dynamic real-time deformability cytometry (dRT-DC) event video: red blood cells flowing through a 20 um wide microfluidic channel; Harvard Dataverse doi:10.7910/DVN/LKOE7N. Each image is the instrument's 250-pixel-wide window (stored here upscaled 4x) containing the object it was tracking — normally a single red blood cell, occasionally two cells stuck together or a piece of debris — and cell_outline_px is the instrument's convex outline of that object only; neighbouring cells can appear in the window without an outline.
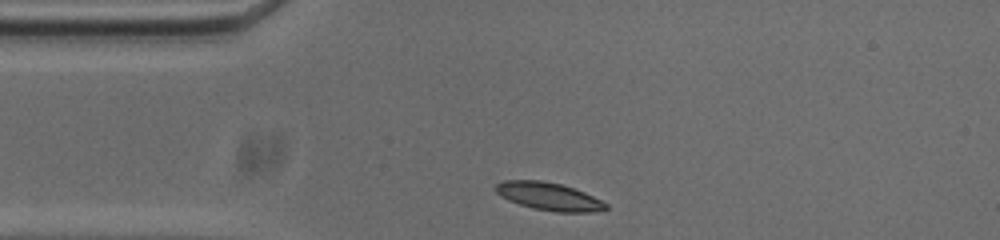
{"species": "common noctule bat (a hibernating species)", "species_latin": "Nyctalus noctula", "temperature_condition": "cold", "stored_images_in_passage": 32, "camera_frame_rate_fps": 3000, "um_per_image_px": 0.085, "animal": {"sex": "male", "body_mass_g": 20.0, "forearm_length_mm": 53.3}, "frame": {"image": 1, "passage_image": 1, "time_ms": 0.0, "image_size_px": [1000, 240], "cell_outline_px": [[608, 208], [592, 212], [556, 212], [532, 208], [508, 200], [500, 196], [492, 188], [496, 184], [504, 180], [540, 180], [560, 184], [584, 192], [608, 204]], "centroid_in_image_um": [46.6, 16.69], "position_along_channel_um": 38.4, "area_um2": 17.8}}
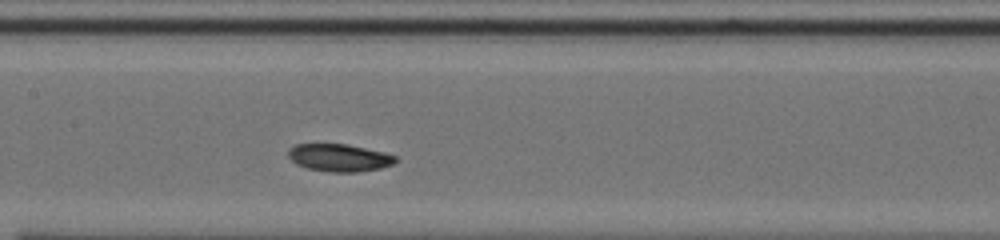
{"frame": {"image": 2, "passage_image": 14, "time_ms": 4.333, "image_size_px": [1000, 240], "cell_outline_px": [[396, 160], [392, 164], [380, 168], [356, 172], [328, 172], [308, 168], [296, 164], [288, 156], [288, 148], [296, 144], [348, 144], [384, 152], [396, 156]], "centroid_in_image_um": [28.81, 13.4], "position_along_channel_um": 178.6, "area_um2": 17.17}}
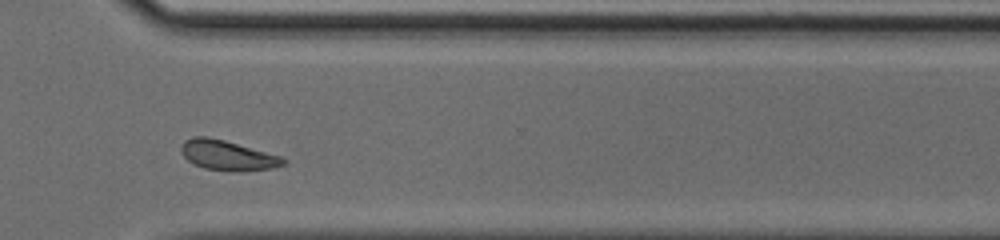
{"frame": {"image": 3, "passage_image": 28, "time_ms": 9.0, "image_size_px": [1000, 240], "cell_outline_px": [[288, 160], [284, 164], [272, 168], [232, 172], [204, 168], [188, 160], [180, 152], [180, 148], [184, 140], [192, 136], [208, 136], [224, 140], [280, 156]], "centroid_in_image_um": [19.31, 13.2], "position_along_channel_um": 351.3, "area_um2": 17.74}, "authors_computed_cell_mechanics": {"area_um2": 17.6868, "velocity_mm_per_s": 3.6994, "shape_relaxation_time_tau1_ms": 1.7339, "shape_relaxation_time_tau2_ms": null, "deformation_change_tau1": 0.0793, "deformation_change_tau2": null}}